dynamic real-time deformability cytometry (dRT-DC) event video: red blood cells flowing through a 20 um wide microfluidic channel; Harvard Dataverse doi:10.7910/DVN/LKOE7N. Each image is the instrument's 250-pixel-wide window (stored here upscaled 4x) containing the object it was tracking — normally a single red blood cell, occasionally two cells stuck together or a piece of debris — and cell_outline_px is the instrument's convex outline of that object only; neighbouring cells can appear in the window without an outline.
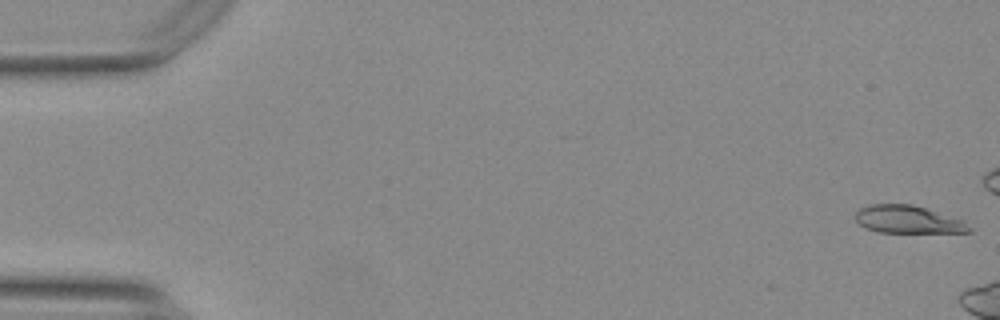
{"species": "Egyptian fruit bat (a non-hibernating species)", "species_latin": "Rousettus aegyptiacus", "temperature_condition": "warm", "stored_images_in_passage": 7, "camera_frame_rate_fps": 3000, "um_per_image_px": 0.085, "animal": {"sex": "female"}, "frame": {"image": 1, "passage_image": 1, "time_ms": 0.0, "image_size_px": [1000, 320], "cell_outline_px": [[972, 232], [876, 232], [860, 224], [856, 220], [856, 212], [860, 208], [868, 204], [912, 204], [964, 220], [972, 228]], "centroid_in_image_um": [77.19, 18.65], "position_along_channel_um": 7.8, "area_um2": 18.26}}